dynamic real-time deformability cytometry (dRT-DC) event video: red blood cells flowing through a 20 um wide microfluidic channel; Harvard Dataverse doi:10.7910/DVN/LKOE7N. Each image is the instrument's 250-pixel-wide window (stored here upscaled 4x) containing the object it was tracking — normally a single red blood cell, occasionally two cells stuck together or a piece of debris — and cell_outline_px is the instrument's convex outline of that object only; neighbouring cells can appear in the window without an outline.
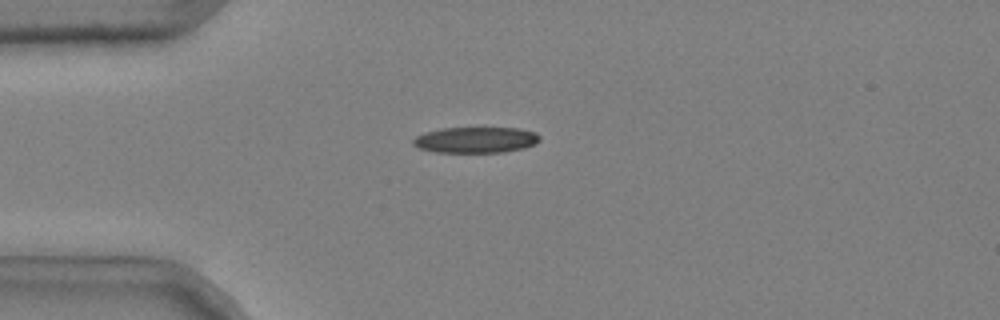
{"species": "common noctule bat (a hibernating species)", "species_latin": "Nyctalus noctula", "temperature_condition": "cold", "stored_images_in_passage": 38, "camera_frame_rate_fps": 3000, "um_per_image_px": 0.085, "animal": {"sex": "male", "body_mass_g": 20.4}, "frame": {"image": 1, "passage_image": 2, "time_ms": 0.333, "image_size_px": [1000, 320], "cell_outline_px": [[540, 140], [536, 144], [524, 148], [504, 152], [436, 152], [420, 148], [412, 144], [412, 140], [416, 136], [424, 132], [440, 128], [520, 128], [536, 132], [540, 136]], "centroid_in_image_um": [40.46, 11.88], "position_along_channel_um": 44.5, "area_um2": 19.25}}
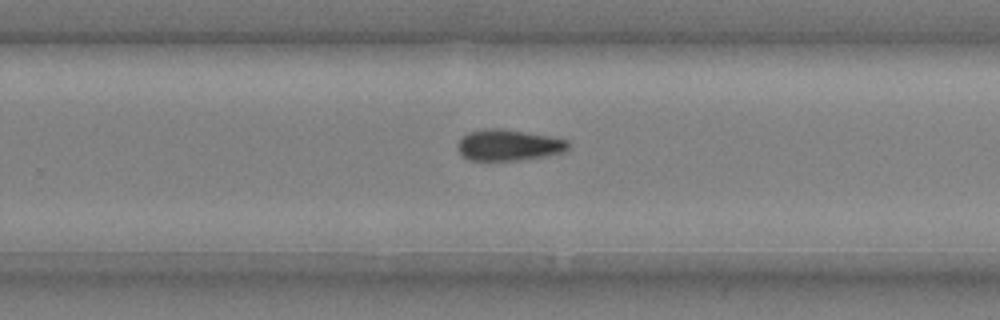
{"frame": {"image": 2, "passage_image": 23, "time_ms": 7.333, "image_size_px": [1000, 320], "cell_outline_px": [[568, 148], [564, 152], [548, 156], [516, 160], [468, 160], [460, 152], [460, 140], [468, 132], [484, 128], [504, 128], [548, 136], [568, 140]], "centroid_in_image_um": [43.26, 12.32], "position_along_channel_um": 286.5, "area_um2": 19.88}}
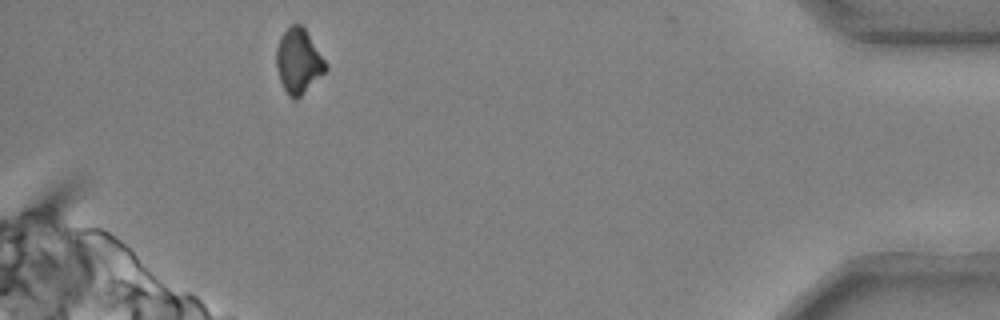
{"frame": {"image": 3, "passage_image": 37, "time_ms": 12.0, "image_size_px": [1000, 320], "cell_outline_px": [[328, 68], [296, 100], [292, 100], [288, 96], [280, 80], [276, 68], [276, 48], [280, 36], [292, 24], [300, 24], [304, 28], [328, 64]], "centroid_in_image_um": [25.35, 5.2], "position_along_channel_um": 409.8, "area_um2": 18.44}}